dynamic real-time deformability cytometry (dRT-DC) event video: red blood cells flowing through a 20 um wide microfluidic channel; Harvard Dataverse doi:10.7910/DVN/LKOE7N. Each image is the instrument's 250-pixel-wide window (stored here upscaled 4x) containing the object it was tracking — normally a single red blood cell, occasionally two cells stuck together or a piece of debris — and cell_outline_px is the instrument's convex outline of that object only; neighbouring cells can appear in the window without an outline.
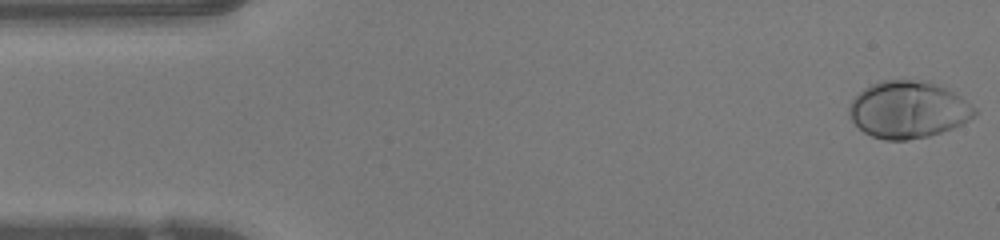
{"species": "human", "species_latin": "Homo sapiens", "temperature_condition": "warm", "stored_images_in_passage": 47, "camera_frame_rate_fps": 3000, "um_per_image_px": 0.085, "donor": {"sex": "female"}, "frame": {"image": 1, "passage_image": 1, "time_ms": 0.0, "image_size_px": [1000, 240], "cell_outline_px": [[976, 112], [968, 120], [952, 128], [928, 136], [908, 140], [884, 140], [872, 136], [864, 132], [852, 120], [848, 112], [848, 108], [852, 100], [864, 88], [872, 84], [884, 80], [928, 80], [960, 96], [976, 108]], "centroid_in_image_um": [77.17, 9.32], "position_along_channel_um": 7.8, "area_um2": 41.33}}
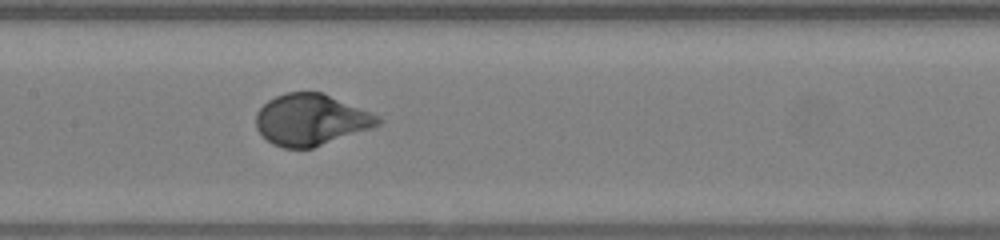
{"frame": {"image": 2, "passage_image": 22, "time_ms": 7.0, "image_size_px": [1000, 240], "cell_outline_px": [[380, 124], [372, 128], [312, 148], [284, 148], [272, 144], [256, 128], [256, 112], [268, 100], [276, 96], [288, 92], [320, 92], [368, 112], [376, 116], [380, 120]], "centroid_in_image_um": [26.37, 10.19], "position_along_channel_um": 181.0, "area_um2": 35.78}}
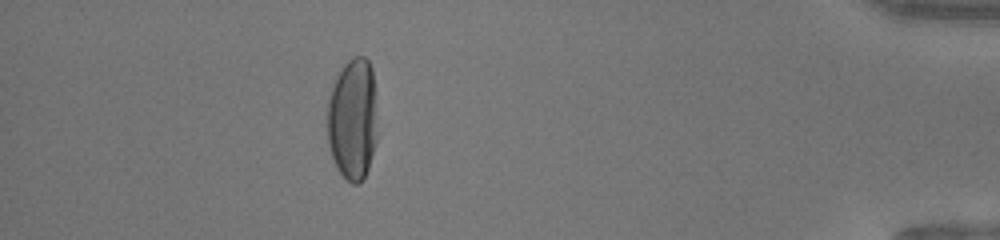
{"frame": {"image": 3, "passage_image": 42, "time_ms": 13.667, "image_size_px": [1000, 240], "cell_outline_px": [[376, 140], [368, 168], [364, 176], [356, 184], [352, 184], [336, 168], [328, 144], [328, 100], [336, 76], [340, 68], [352, 56], [364, 56], [368, 60], [372, 68], [376, 136]], "centroid_in_image_um": [29.95, 10.1], "position_along_channel_um": 405.2, "area_um2": 35.08}, "authors_computed_cell_mechanics": {"area_um2": 37.0498, "velocity_mm_per_s": 4.2255, "shape_relaxation_time_tau1_ms": 2.542, "shape_relaxation_time_tau2_ms": null, "deformation_change_tau1": 0.2033, "deformation_change_tau2": null}}